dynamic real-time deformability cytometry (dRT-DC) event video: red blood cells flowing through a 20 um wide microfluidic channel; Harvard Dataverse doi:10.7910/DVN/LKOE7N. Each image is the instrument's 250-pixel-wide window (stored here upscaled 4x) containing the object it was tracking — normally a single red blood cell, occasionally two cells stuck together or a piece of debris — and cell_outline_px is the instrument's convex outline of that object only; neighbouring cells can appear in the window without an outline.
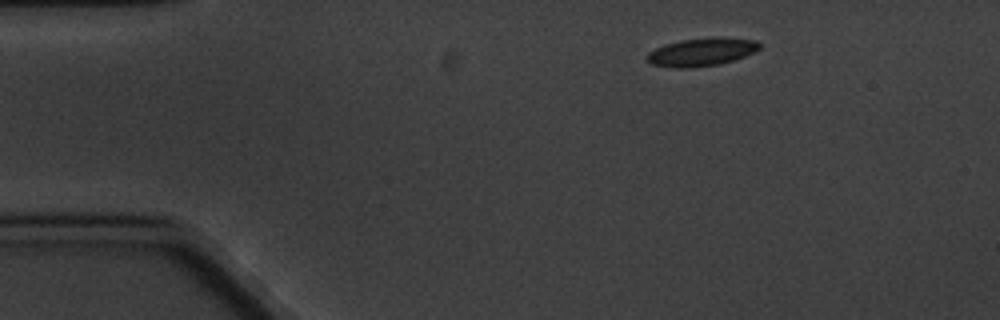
{"species": "common noctule bat (a hibernating species)", "species_latin": "Nyctalus noctula", "temperature_condition": "cold", "stored_images_in_passage": 5, "camera_frame_rate_fps": 3000, "um_per_image_px": 0.085, "animal": {"sex": "male", "body_mass_g": 20.1, "forearm_length_mm": 53.5}, "frame": {"image": 1, "passage_image": 1, "time_ms": 0.0, "image_size_px": [1000, 320], "cell_outline_px": [[760, 48], [756, 52], [720, 64], [688, 68], [676, 68], [652, 64], [644, 60], [644, 56], [648, 52], [664, 44], [680, 40], [756, 40], [760, 44]], "centroid_in_image_um": [59.52, 4.48], "position_along_channel_um": 25.5, "area_um2": 17.57}}